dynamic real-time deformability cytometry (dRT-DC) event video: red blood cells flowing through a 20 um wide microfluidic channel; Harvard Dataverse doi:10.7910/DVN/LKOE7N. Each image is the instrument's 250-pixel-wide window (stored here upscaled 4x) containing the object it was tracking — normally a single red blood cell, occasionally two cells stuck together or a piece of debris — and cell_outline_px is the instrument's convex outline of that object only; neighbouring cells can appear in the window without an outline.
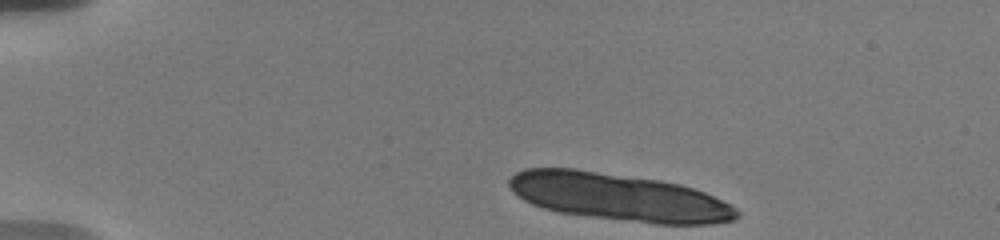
{"species": "human", "species_latin": "Homo sapiens", "temperature_condition": "warm", "stored_images_in_passage": 13, "camera_frame_rate_fps": 3000, "um_per_image_px": 0.085, "donor": {"sex": "male"}, "frame": {"image": 1, "passage_image": 1, "time_ms": 0.0, "image_size_px": [1000, 240], "cell_outline_px": [[740, 216], [732, 220], [708, 224], [656, 224], [588, 216], [560, 212], [544, 208], [532, 204], [524, 200], [512, 192], [508, 184], [508, 180], [516, 172], [524, 168], [576, 168], [660, 180], [680, 184], [704, 192], [732, 204], [740, 212]], "centroid_in_image_um": [52.6, 16.74], "position_along_channel_um": 32.4, "area_um2": 63.18}}
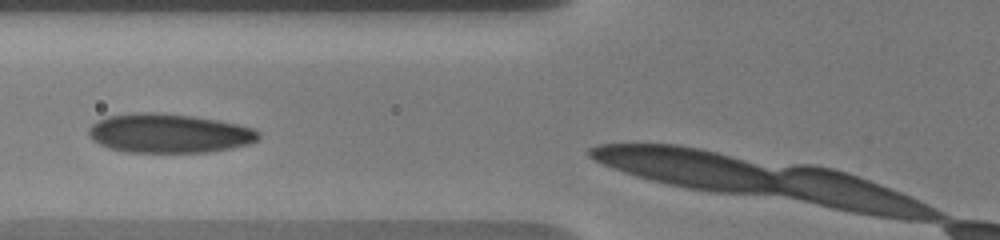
{"frame": {"image": 2, "passage_image": 9, "time_ms": 4.667, "image_size_px": [1000, 240], "cell_outline_px": [[260, 136], [256, 140], [248, 144], [232, 148], [208, 152], [128, 152], [108, 148], [92, 140], [88, 132], [88, 128], [96, 120], [108, 116], [132, 112], [156, 112], [192, 116], [216, 120], [236, 124], [252, 128], [260, 132]], "centroid_in_image_um": [14.32, 11.33], "position_along_channel_um": 111.5, "area_um2": 38.78}}